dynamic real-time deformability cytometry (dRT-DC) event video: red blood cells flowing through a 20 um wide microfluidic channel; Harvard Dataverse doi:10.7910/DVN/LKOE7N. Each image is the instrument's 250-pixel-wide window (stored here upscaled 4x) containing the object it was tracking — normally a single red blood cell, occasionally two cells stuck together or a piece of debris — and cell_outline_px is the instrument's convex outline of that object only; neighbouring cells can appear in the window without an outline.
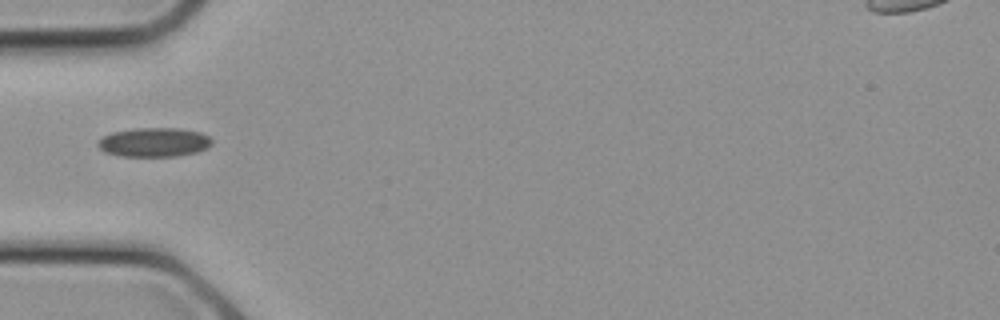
{"species": "common noctule bat (a hibernating species)", "species_latin": "Nyctalus noctula", "temperature_condition": "cold", "stored_images_in_passage": 7, "camera_frame_rate_fps": 3000, "um_per_image_px": 0.085, "animal": {"sex": "female", "body_mass_g": 21.9}, "frame": {"image": 1, "passage_image": 6, "time_ms": 1.667, "image_size_px": [1000, 320], "cell_outline_px": [[212, 144], [208, 148], [196, 152], [176, 156], [120, 156], [104, 152], [96, 144], [96, 140], [112, 132], [136, 128], [180, 128], [200, 132], [208, 136], [212, 140]], "centroid_in_image_um": [13.08, 12.09], "position_along_channel_um": 71.9, "area_um2": 19.48}}